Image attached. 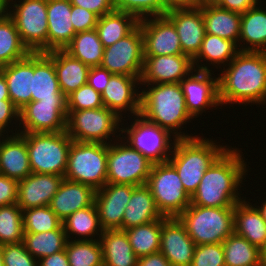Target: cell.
<instances>
[{
	"instance_id": "1",
	"label": "cell",
	"mask_w": 266,
	"mask_h": 266,
	"mask_svg": "<svg viewBox=\"0 0 266 266\" xmlns=\"http://www.w3.org/2000/svg\"><path fill=\"white\" fill-rule=\"evenodd\" d=\"M218 76L221 105L265 104L266 52L240 51Z\"/></svg>"
},
{
	"instance_id": "2",
	"label": "cell",
	"mask_w": 266,
	"mask_h": 266,
	"mask_svg": "<svg viewBox=\"0 0 266 266\" xmlns=\"http://www.w3.org/2000/svg\"><path fill=\"white\" fill-rule=\"evenodd\" d=\"M238 148L227 149L203 174L190 204L204 207H235L242 201L241 188L247 163Z\"/></svg>"
},
{
	"instance_id": "3",
	"label": "cell",
	"mask_w": 266,
	"mask_h": 266,
	"mask_svg": "<svg viewBox=\"0 0 266 266\" xmlns=\"http://www.w3.org/2000/svg\"><path fill=\"white\" fill-rule=\"evenodd\" d=\"M147 88V90L143 88L140 92L139 115L168 130L174 135L173 139L195 137L180 132L181 126L193 119L187 111L180 83L152 84L151 87L147 85Z\"/></svg>"
},
{
	"instance_id": "4",
	"label": "cell",
	"mask_w": 266,
	"mask_h": 266,
	"mask_svg": "<svg viewBox=\"0 0 266 266\" xmlns=\"http://www.w3.org/2000/svg\"><path fill=\"white\" fill-rule=\"evenodd\" d=\"M228 148L197 135L176 139L167 161L176 169L185 191L191 196L197 190L205 171Z\"/></svg>"
},
{
	"instance_id": "5",
	"label": "cell",
	"mask_w": 266,
	"mask_h": 266,
	"mask_svg": "<svg viewBox=\"0 0 266 266\" xmlns=\"http://www.w3.org/2000/svg\"><path fill=\"white\" fill-rule=\"evenodd\" d=\"M197 245L222 243L234 233V207L189 205L179 216Z\"/></svg>"
},
{
	"instance_id": "6",
	"label": "cell",
	"mask_w": 266,
	"mask_h": 266,
	"mask_svg": "<svg viewBox=\"0 0 266 266\" xmlns=\"http://www.w3.org/2000/svg\"><path fill=\"white\" fill-rule=\"evenodd\" d=\"M20 134L26 140L32 173L65 176L73 141L67 131Z\"/></svg>"
},
{
	"instance_id": "7",
	"label": "cell",
	"mask_w": 266,
	"mask_h": 266,
	"mask_svg": "<svg viewBox=\"0 0 266 266\" xmlns=\"http://www.w3.org/2000/svg\"><path fill=\"white\" fill-rule=\"evenodd\" d=\"M108 144L72 141L64 179L95 190L107 183Z\"/></svg>"
},
{
	"instance_id": "8",
	"label": "cell",
	"mask_w": 266,
	"mask_h": 266,
	"mask_svg": "<svg viewBox=\"0 0 266 266\" xmlns=\"http://www.w3.org/2000/svg\"><path fill=\"white\" fill-rule=\"evenodd\" d=\"M6 13L14 20L21 41L31 53H47V0H21L18 4L6 0Z\"/></svg>"
},
{
	"instance_id": "9",
	"label": "cell",
	"mask_w": 266,
	"mask_h": 266,
	"mask_svg": "<svg viewBox=\"0 0 266 266\" xmlns=\"http://www.w3.org/2000/svg\"><path fill=\"white\" fill-rule=\"evenodd\" d=\"M146 185L163 217H178L190 205L191 196L168 161L153 164Z\"/></svg>"
},
{
	"instance_id": "10",
	"label": "cell",
	"mask_w": 266,
	"mask_h": 266,
	"mask_svg": "<svg viewBox=\"0 0 266 266\" xmlns=\"http://www.w3.org/2000/svg\"><path fill=\"white\" fill-rule=\"evenodd\" d=\"M121 122V118L105 106L68 111L66 131L73 141L109 144L111 135L121 132Z\"/></svg>"
},
{
	"instance_id": "11",
	"label": "cell",
	"mask_w": 266,
	"mask_h": 266,
	"mask_svg": "<svg viewBox=\"0 0 266 266\" xmlns=\"http://www.w3.org/2000/svg\"><path fill=\"white\" fill-rule=\"evenodd\" d=\"M108 144L107 153V183L129 184L133 186L147 183L153 162L131 147L126 139Z\"/></svg>"
},
{
	"instance_id": "12",
	"label": "cell",
	"mask_w": 266,
	"mask_h": 266,
	"mask_svg": "<svg viewBox=\"0 0 266 266\" xmlns=\"http://www.w3.org/2000/svg\"><path fill=\"white\" fill-rule=\"evenodd\" d=\"M133 118L135 120L131 121L133 123L130 127L121 128V138H126V142L131 147L138 150L154 164L166 162L173 150L171 144H174L176 139L170 143L171 133L168 130L147 121L141 115ZM123 133L126 135L124 136Z\"/></svg>"
},
{
	"instance_id": "13",
	"label": "cell",
	"mask_w": 266,
	"mask_h": 266,
	"mask_svg": "<svg viewBox=\"0 0 266 266\" xmlns=\"http://www.w3.org/2000/svg\"><path fill=\"white\" fill-rule=\"evenodd\" d=\"M100 66L112 74L141 77L144 47L140 25L124 38L104 48Z\"/></svg>"
},
{
	"instance_id": "14",
	"label": "cell",
	"mask_w": 266,
	"mask_h": 266,
	"mask_svg": "<svg viewBox=\"0 0 266 266\" xmlns=\"http://www.w3.org/2000/svg\"><path fill=\"white\" fill-rule=\"evenodd\" d=\"M67 116V98L31 101L20 110L19 133L64 132Z\"/></svg>"
},
{
	"instance_id": "15",
	"label": "cell",
	"mask_w": 266,
	"mask_h": 266,
	"mask_svg": "<svg viewBox=\"0 0 266 266\" xmlns=\"http://www.w3.org/2000/svg\"><path fill=\"white\" fill-rule=\"evenodd\" d=\"M143 34L144 56L183 54L174 24L166 16L139 20Z\"/></svg>"
},
{
	"instance_id": "16",
	"label": "cell",
	"mask_w": 266,
	"mask_h": 266,
	"mask_svg": "<svg viewBox=\"0 0 266 266\" xmlns=\"http://www.w3.org/2000/svg\"><path fill=\"white\" fill-rule=\"evenodd\" d=\"M211 71L194 70L180 82L187 111L193 118L201 115L206 108L208 110L209 107L216 108L221 105L218 77L214 78Z\"/></svg>"
},
{
	"instance_id": "17",
	"label": "cell",
	"mask_w": 266,
	"mask_h": 266,
	"mask_svg": "<svg viewBox=\"0 0 266 266\" xmlns=\"http://www.w3.org/2000/svg\"><path fill=\"white\" fill-rule=\"evenodd\" d=\"M195 70L192 59L185 55L144 56L141 85L180 83Z\"/></svg>"
},
{
	"instance_id": "18",
	"label": "cell",
	"mask_w": 266,
	"mask_h": 266,
	"mask_svg": "<svg viewBox=\"0 0 266 266\" xmlns=\"http://www.w3.org/2000/svg\"><path fill=\"white\" fill-rule=\"evenodd\" d=\"M196 244L178 217L161 218L160 250L171 266H190Z\"/></svg>"
},
{
	"instance_id": "19",
	"label": "cell",
	"mask_w": 266,
	"mask_h": 266,
	"mask_svg": "<svg viewBox=\"0 0 266 266\" xmlns=\"http://www.w3.org/2000/svg\"><path fill=\"white\" fill-rule=\"evenodd\" d=\"M134 187L129 184L106 183L96 190L94 204L103 230H122L124 211Z\"/></svg>"
},
{
	"instance_id": "20",
	"label": "cell",
	"mask_w": 266,
	"mask_h": 266,
	"mask_svg": "<svg viewBox=\"0 0 266 266\" xmlns=\"http://www.w3.org/2000/svg\"><path fill=\"white\" fill-rule=\"evenodd\" d=\"M140 78L112 74L105 90L101 93L103 106L115 112L121 119L126 111H130L132 116L139 115L141 93L138 91L140 87L136 88L140 84Z\"/></svg>"
},
{
	"instance_id": "21",
	"label": "cell",
	"mask_w": 266,
	"mask_h": 266,
	"mask_svg": "<svg viewBox=\"0 0 266 266\" xmlns=\"http://www.w3.org/2000/svg\"><path fill=\"white\" fill-rule=\"evenodd\" d=\"M165 16L177 30L183 54L193 59L198 54L206 34L201 8H171Z\"/></svg>"
},
{
	"instance_id": "22",
	"label": "cell",
	"mask_w": 266,
	"mask_h": 266,
	"mask_svg": "<svg viewBox=\"0 0 266 266\" xmlns=\"http://www.w3.org/2000/svg\"><path fill=\"white\" fill-rule=\"evenodd\" d=\"M64 177L31 173L18 181L17 205L22 209L49 206Z\"/></svg>"
},
{
	"instance_id": "23",
	"label": "cell",
	"mask_w": 266,
	"mask_h": 266,
	"mask_svg": "<svg viewBox=\"0 0 266 266\" xmlns=\"http://www.w3.org/2000/svg\"><path fill=\"white\" fill-rule=\"evenodd\" d=\"M19 131L11 130L10 136L0 135V174L17 181L32 173L26 140Z\"/></svg>"
},
{
	"instance_id": "24",
	"label": "cell",
	"mask_w": 266,
	"mask_h": 266,
	"mask_svg": "<svg viewBox=\"0 0 266 266\" xmlns=\"http://www.w3.org/2000/svg\"><path fill=\"white\" fill-rule=\"evenodd\" d=\"M69 0H47V52L64 50L76 34Z\"/></svg>"
},
{
	"instance_id": "25",
	"label": "cell",
	"mask_w": 266,
	"mask_h": 266,
	"mask_svg": "<svg viewBox=\"0 0 266 266\" xmlns=\"http://www.w3.org/2000/svg\"><path fill=\"white\" fill-rule=\"evenodd\" d=\"M96 190L89 185L63 179L49 207L63 222L77 210L95 203Z\"/></svg>"
},
{
	"instance_id": "26",
	"label": "cell",
	"mask_w": 266,
	"mask_h": 266,
	"mask_svg": "<svg viewBox=\"0 0 266 266\" xmlns=\"http://www.w3.org/2000/svg\"><path fill=\"white\" fill-rule=\"evenodd\" d=\"M0 71L6 78L10 100L21 110L31 102L34 53H30L26 58L0 68Z\"/></svg>"
},
{
	"instance_id": "27",
	"label": "cell",
	"mask_w": 266,
	"mask_h": 266,
	"mask_svg": "<svg viewBox=\"0 0 266 266\" xmlns=\"http://www.w3.org/2000/svg\"><path fill=\"white\" fill-rule=\"evenodd\" d=\"M31 101L67 98L60 89L54 68V50L34 53V75Z\"/></svg>"
},
{
	"instance_id": "28",
	"label": "cell",
	"mask_w": 266,
	"mask_h": 266,
	"mask_svg": "<svg viewBox=\"0 0 266 266\" xmlns=\"http://www.w3.org/2000/svg\"><path fill=\"white\" fill-rule=\"evenodd\" d=\"M245 198L234 207V233L247 239L261 251L266 250V222L257 207Z\"/></svg>"
},
{
	"instance_id": "29",
	"label": "cell",
	"mask_w": 266,
	"mask_h": 266,
	"mask_svg": "<svg viewBox=\"0 0 266 266\" xmlns=\"http://www.w3.org/2000/svg\"><path fill=\"white\" fill-rule=\"evenodd\" d=\"M205 24V33L234 41L238 45L241 14L218 7L215 3L199 6Z\"/></svg>"
},
{
	"instance_id": "30",
	"label": "cell",
	"mask_w": 266,
	"mask_h": 266,
	"mask_svg": "<svg viewBox=\"0 0 266 266\" xmlns=\"http://www.w3.org/2000/svg\"><path fill=\"white\" fill-rule=\"evenodd\" d=\"M160 218L164 217L157 209L149 187L146 184L135 186L124 211L122 230L147 224Z\"/></svg>"
},
{
	"instance_id": "31",
	"label": "cell",
	"mask_w": 266,
	"mask_h": 266,
	"mask_svg": "<svg viewBox=\"0 0 266 266\" xmlns=\"http://www.w3.org/2000/svg\"><path fill=\"white\" fill-rule=\"evenodd\" d=\"M99 241L104 266H137L138 257L132 250L125 230H104Z\"/></svg>"
},
{
	"instance_id": "32",
	"label": "cell",
	"mask_w": 266,
	"mask_h": 266,
	"mask_svg": "<svg viewBox=\"0 0 266 266\" xmlns=\"http://www.w3.org/2000/svg\"><path fill=\"white\" fill-rule=\"evenodd\" d=\"M240 42H246L244 46ZM240 43V44H239ZM249 44V46H248ZM240 51L266 52V10L254 6L241 14Z\"/></svg>"
},
{
	"instance_id": "33",
	"label": "cell",
	"mask_w": 266,
	"mask_h": 266,
	"mask_svg": "<svg viewBox=\"0 0 266 266\" xmlns=\"http://www.w3.org/2000/svg\"><path fill=\"white\" fill-rule=\"evenodd\" d=\"M54 68L61 92L66 97L87 84L90 67L64 50H54Z\"/></svg>"
},
{
	"instance_id": "34",
	"label": "cell",
	"mask_w": 266,
	"mask_h": 266,
	"mask_svg": "<svg viewBox=\"0 0 266 266\" xmlns=\"http://www.w3.org/2000/svg\"><path fill=\"white\" fill-rule=\"evenodd\" d=\"M240 52L238 45L231 40L221 38L219 36L205 34L198 54L192 59L195 70L210 71L202 61L210 62L208 64L228 65L238 53ZM204 58V60H202ZM198 62V63H197ZM200 62V63H199ZM225 63V64H224ZM227 63V64H226ZM204 65V66H203ZM197 67V68H195Z\"/></svg>"
},
{
	"instance_id": "35",
	"label": "cell",
	"mask_w": 266,
	"mask_h": 266,
	"mask_svg": "<svg viewBox=\"0 0 266 266\" xmlns=\"http://www.w3.org/2000/svg\"><path fill=\"white\" fill-rule=\"evenodd\" d=\"M139 25V20L130 13L112 11L98 18L96 30L106 48L130 34Z\"/></svg>"
},
{
	"instance_id": "36",
	"label": "cell",
	"mask_w": 266,
	"mask_h": 266,
	"mask_svg": "<svg viewBox=\"0 0 266 266\" xmlns=\"http://www.w3.org/2000/svg\"><path fill=\"white\" fill-rule=\"evenodd\" d=\"M226 266H264V254L258 247L236 233L223 242Z\"/></svg>"
},
{
	"instance_id": "37",
	"label": "cell",
	"mask_w": 266,
	"mask_h": 266,
	"mask_svg": "<svg viewBox=\"0 0 266 266\" xmlns=\"http://www.w3.org/2000/svg\"><path fill=\"white\" fill-rule=\"evenodd\" d=\"M30 53L21 41L14 20L5 12L0 16V68L24 59Z\"/></svg>"
},
{
	"instance_id": "38",
	"label": "cell",
	"mask_w": 266,
	"mask_h": 266,
	"mask_svg": "<svg viewBox=\"0 0 266 266\" xmlns=\"http://www.w3.org/2000/svg\"><path fill=\"white\" fill-rule=\"evenodd\" d=\"M64 51L85 65L96 67L101 65L104 47L97 30L93 29L76 33Z\"/></svg>"
},
{
	"instance_id": "39",
	"label": "cell",
	"mask_w": 266,
	"mask_h": 266,
	"mask_svg": "<svg viewBox=\"0 0 266 266\" xmlns=\"http://www.w3.org/2000/svg\"><path fill=\"white\" fill-rule=\"evenodd\" d=\"M62 224L68 240L71 238L70 234H75L79 237L81 236V238L77 237L78 240H96L93 239L95 235H98L100 239V236L104 231L100 224L95 204L77 210L75 213L67 217Z\"/></svg>"
},
{
	"instance_id": "40",
	"label": "cell",
	"mask_w": 266,
	"mask_h": 266,
	"mask_svg": "<svg viewBox=\"0 0 266 266\" xmlns=\"http://www.w3.org/2000/svg\"><path fill=\"white\" fill-rule=\"evenodd\" d=\"M133 252L138 258L158 253L161 239V218L125 230Z\"/></svg>"
},
{
	"instance_id": "41",
	"label": "cell",
	"mask_w": 266,
	"mask_h": 266,
	"mask_svg": "<svg viewBox=\"0 0 266 266\" xmlns=\"http://www.w3.org/2000/svg\"><path fill=\"white\" fill-rule=\"evenodd\" d=\"M65 230H52L40 233H24L23 243L27 251L38 260L65 250L67 244Z\"/></svg>"
},
{
	"instance_id": "42",
	"label": "cell",
	"mask_w": 266,
	"mask_h": 266,
	"mask_svg": "<svg viewBox=\"0 0 266 266\" xmlns=\"http://www.w3.org/2000/svg\"><path fill=\"white\" fill-rule=\"evenodd\" d=\"M70 266H103L102 246L99 239H69L65 247Z\"/></svg>"
},
{
	"instance_id": "43",
	"label": "cell",
	"mask_w": 266,
	"mask_h": 266,
	"mask_svg": "<svg viewBox=\"0 0 266 266\" xmlns=\"http://www.w3.org/2000/svg\"><path fill=\"white\" fill-rule=\"evenodd\" d=\"M23 213L17 204L0 207V244L23 241Z\"/></svg>"
},
{
	"instance_id": "44",
	"label": "cell",
	"mask_w": 266,
	"mask_h": 266,
	"mask_svg": "<svg viewBox=\"0 0 266 266\" xmlns=\"http://www.w3.org/2000/svg\"><path fill=\"white\" fill-rule=\"evenodd\" d=\"M24 233H40L52 230H64L62 221L49 206L22 210Z\"/></svg>"
},
{
	"instance_id": "45",
	"label": "cell",
	"mask_w": 266,
	"mask_h": 266,
	"mask_svg": "<svg viewBox=\"0 0 266 266\" xmlns=\"http://www.w3.org/2000/svg\"><path fill=\"white\" fill-rule=\"evenodd\" d=\"M114 10L130 13L138 20L165 16L169 10L163 0H112Z\"/></svg>"
},
{
	"instance_id": "46",
	"label": "cell",
	"mask_w": 266,
	"mask_h": 266,
	"mask_svg": "<svg viewBox=\"0 0 266 266\" xmlns=\"http://www.w3.org/2000/svg\"><path fill=\"white\" fill-rule=\"evenodd\" d=\"M102 107L101 94L88 84L79 87L67 96L68 111H80Z\"/></svg>"
},
{
	"instance_id": "47",
	"label": "cell",
	"mask_w": 266,
	"mask_h": 266,
	"mask_svg": "<svg viewBox=\"0 0 266 266\" xmlns=\"http://www.w3.org/2000/svg\"><path fill=\"white\" fill-rule=\"evenodd\" d=\"M190 266H226L222 243L197 245Z\"/></svg>"
},
{
	"instance_id": "48",
	"label": "cell",
	"mask_w": 266,
	"mask_h": 266,
	"mask_svg": "<svg viewBox=\"0 0 266 266\" xmlns=\"http://www.w3.org/2000/svg\"><path fill=\"white\" fill-rule=\"evenodd\" d=\"M4 266H38L22 242L2 245Z\"/></svg>"
},
{
	"instance_id": "49",
	"label": "cell",
	"mask_w": 266,
	"mask_h": 266,
	"mask_svg": "<svg viewBox=\"0 0 266 266\" xmlns=\"http://www.w3.org/2000/svg\"><path fill=\"white\" fill-rule=\"evenodd\" d=\"M98 18L95 13L72 5L71 22L76 33L96 29Z\"/></svg>"
},
{
	"instance_id": "50",
	"label": "cell",
	"mask_w": 266,
	"mask_h": 266,
	"mask_svg": "<svg viewBox=\"0 0 266 266\" xmlns=\"http://www.w3.org/2000/svg\"><path fill=\"white\" fill-rule=\"evenodd\" d=\"M18 181L0 174V207L17 203Z\"/></svg>"
},
{
	"instance_id": "51",
	"label": "cell",
	"mask_w": 266,
	"mask_h": 266,
	"mask_svg": "<svg viewBox=\"0 0 266 266\" xmlns=\"http://www.w3.org/2000/svg\"><path fill=\"white\" fill-rule=\"evenodd\" d=\"M16 119L20 121V110L11 100H0V135L8 133L6 127H9L12 120L18 122Z\"/></svg>"
},
{
	"instance_id": "52",
	"label": "cell",
	"mask_w": 266,
	"mask_h": 266,
	"mask_svg": "<svg viewBox=\"0 0 266 266\" xmlns=\"http://www.w3.org/2000/svg\"><path fill=\"white\" fill-rule=\"evenodd\" d=\"M71 5L85 8L101 17L114 11L112 0H69Z\"/></svg>"
},
{
	"instance_id": "53",
	"label": "cell",
	"mask_w": 266,
	"mask_h": 266,
	"mask_svg": "<svg viewBox=\"0 0 266 266\" xmlns=\"http://www.w3.org/2000/svg\"><path fill=\"white\" fill-rule=\"evenodd\" d=\"M111 75L112 73L101 66L90 67L87 84L101 94L109 83Z\"/></svg>"
},
{
	"instance_id": "54",
	"label": "cell",
	"mask_w": 266,
	"mask_h": 266,
	"mask_svg": "<svg viewBox=\"0 0 266 266\" xmlns=\"http://www.w3.org/2000/svg\"><path fill=\"white\" fill-rule=\"evenodd\" d=\"M258 2V0H217L215 4L220 8L242 14L258 5Z\"/></svg>"
},
{
	"instance_id": "55",
	"label": "cell",
	"mask_w": 266,
	"mask_h": 266,
	"mask_svg": "<svg viewBox=\"0 0 266 266\" xmlns=\"http://www.w3.org/2000/svg\"><path fill=\"white\" fill-rule=\"evenodd\" d=\"M38 266H70L66 251L62 250L38 260Z\"/></svg>"
},
{
	"instance_id": "56",
	"label": "cell",
	"mask_w": 266,
	"mask_h": 266,
	"mask_svg": "<svg viewBox=\"0 0 266 266\" xmlns=\"http://www.w3.org/2000/svg\"><path fill=\"white\" fill-rule=\"evenodd\" d=\"M137 266H171L161 252L138 258Z\"/></svg>"
},
{
	"instance_id": "57",
	"label": "cell",
	"mask_w": 266,
	"mask_h": 266,
	"mask_svg": "<svg viewBox=\"0 0 266 266\" xmlns=\"http://www.w3.org/2000/svg\"><path fill=\"white\" fill-rule=\"evenodd\" d=\"M163 2L168 9L199 6V0H163Z\"/></svg>"
},
{
	"instance_id": "58",
	"label": "cell",
	"mask_w": 266,
	"mask_h": 266,
	"mask_svg": "<svg viewBox=\"0 0 266 266\" xmlns=\"http://www.w3.org/2000/svg\"><path fill=\"white\" fill-rule=\"evenodd\" d=\"M0 100H10L6 78L0 71Z\"/></svg>"
},
{
	"instance_id": "59",
	"label": "cell",
	"mask_w": 266,
	"mask_h": 266,
	"mask_svg": "<svg viewBox=\"0 0 266 266\" xmlns=\"http://www.w3.org/2000/svg\"><path fill=\"white\" fill-rule=\"evenodd\" d=\"M261 206H257L256 204L254 206L257 207V209L260 211L263 219L265 220L266 222V201L265 202H261Z\"/></svg>"
},
{
	"instance_id": "60",
	"label": "cell",
	"mask_w": 266,
	"mask_h": 266,
	"mask_svg": "<svg viewBox=\"0 0 266 266\" xmlns=\"http://www.w3.org/2000/svg\"><path fill=\"white\" fill-rule=\"evenodd\" d=\"M6 12V0H0V16Z\"/></svg>"
},
{
	"instance_id": "61",
	"label": "cell",
	"mask_w": 266,
	"mask_h": 266,
	"mask_svg": "<svg viewBox=\"0 0 266 266\" xmlns=\"http://www.w3.org/2000/svg\"><path fill=\"white\" fill-rule=\"evenodd\" d=\"M0 266H4L2 245L0 244Z\"/></svg>"
},
{
	"instance_id": "62",
	"label": "cell",
	"mask_w": 266,
	"mask_h": 266,
	"mask_svg": "<svg viewBox=\"0 0 266 266\" xmlns=\"http://www.w3.org/2000/svg\"><path fill=\"white\" fill-rule=\"evenodd\" d=\"M217 0H199V6L206 3H215Z\"/></svg>"
},
{
	"instance_id": "63",
	"label": "cell",
	"mask_w": 266,
	"mask_h": 266,
	"mask_svg": "<svg viewBox=\"0 0 266 266\" xmlns=\"http://www.w3.org/2000/svg\"><path fill=\"white\" fill-rule=\"evenodd\" d=\"M264 254V266H266V250L263 252Z\"/></svg>"
}]
</instances>
